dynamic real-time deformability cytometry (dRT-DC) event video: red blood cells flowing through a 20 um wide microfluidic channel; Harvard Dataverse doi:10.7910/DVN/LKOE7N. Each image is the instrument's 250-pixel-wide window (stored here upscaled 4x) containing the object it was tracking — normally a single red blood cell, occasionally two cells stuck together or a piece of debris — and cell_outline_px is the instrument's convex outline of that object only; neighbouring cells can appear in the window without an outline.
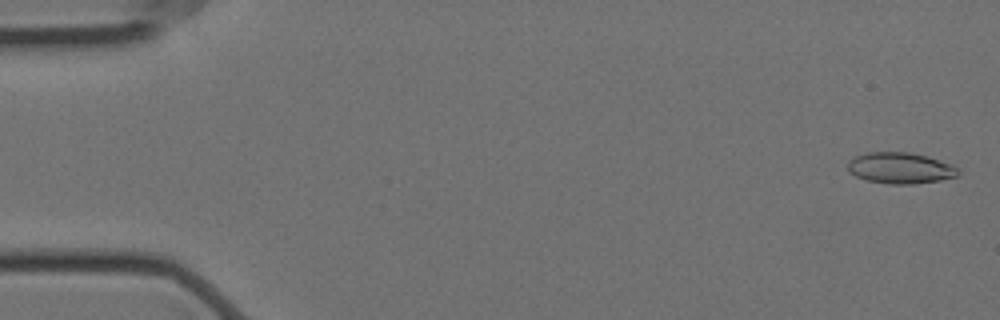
{"species": "Egyptian fruit bat (a non-hibernating species)", "species_latin": "Rousettus aegyptiacus", "temperature_condition": "cold", "stored_images_in_passage": 12, "camera_frame_rate_fps": 3000, "um_per_image_px": 0.085, "animal": {"sex": "female"}, "frame": {"image": 1, "passage_image": 2, "time_ms": 0.333, "image_size_px": [1000, 320], "cell_outline_px": [[960, 172], [956, 176], [940, 180], [912, 184], [892, 184], [868, 180], [856, 176], [848, 172], [848, 160], [852, 156], [864, 152], [908, 152], [928, 156], [948, 164], [956, 168]], "centroid_in_image_um": [76.45, 14.27], "position_along_channel_um": 8.5, "area_um2": 19.94}}